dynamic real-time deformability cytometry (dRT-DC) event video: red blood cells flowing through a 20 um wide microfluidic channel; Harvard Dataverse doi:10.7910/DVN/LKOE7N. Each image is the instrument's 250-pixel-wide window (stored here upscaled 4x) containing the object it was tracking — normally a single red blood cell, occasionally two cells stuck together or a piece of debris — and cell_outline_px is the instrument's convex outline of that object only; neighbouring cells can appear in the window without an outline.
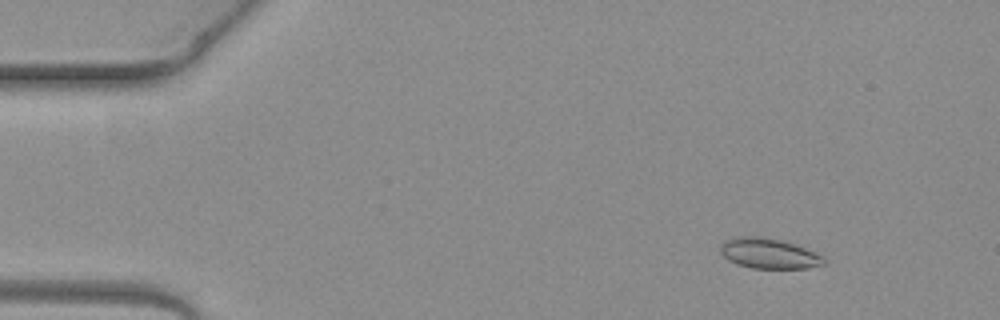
{"species": "common noctule bat (a hibernating species)", "species_latin": "Nyctalus noctula", "temperature_condition": "warm", "stored_images_in_passage": 5, "camera_frame_rate_fps": 3000, "um_per_image_px": 0.085, "animal": {"sex": "female", "body_mass_g": 19.3, "forearm_length_mm": 54.1}, "frame": {"image": 1, "passage_image": 2, "time_ms": 0.333, "image_size_px": [1000, 320], "cell_outline_px": [[824, 264], [808, 268], [752, 268], [736, 264], [724, 256], [720, 252], [720, 244], [724, 240], [736, 236], [756, 236], [780, 240], [796, 244], [824, 256]], "centroid_in_image_um": [65.33, 21.53], "position_along_channel_um": 19.7, "area_um2": 18.26}}
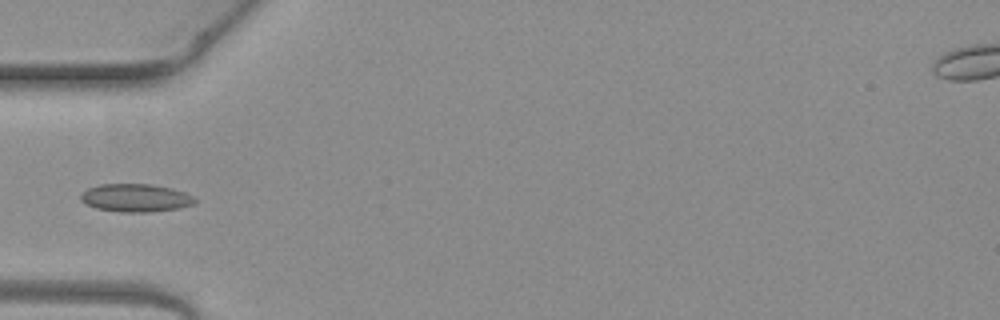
{"frame": {"image": 2, "passage_image": 5, "time_ms": 1.333, "image_size_px": [1000, 320], "cell_outline_px": [[196, 204], [180, 208], [148, 212], [120, 212], [96, 208], [80, 200], [80, 192], [88, 188], [100, 184], [152, 184], [172, 188], [184, 192], [192, 196], [196, 200]], "centroid_in_image_um": [11.53, 16.81], "position_along_channel_um": 73.5, "area_um2": 18.73}}